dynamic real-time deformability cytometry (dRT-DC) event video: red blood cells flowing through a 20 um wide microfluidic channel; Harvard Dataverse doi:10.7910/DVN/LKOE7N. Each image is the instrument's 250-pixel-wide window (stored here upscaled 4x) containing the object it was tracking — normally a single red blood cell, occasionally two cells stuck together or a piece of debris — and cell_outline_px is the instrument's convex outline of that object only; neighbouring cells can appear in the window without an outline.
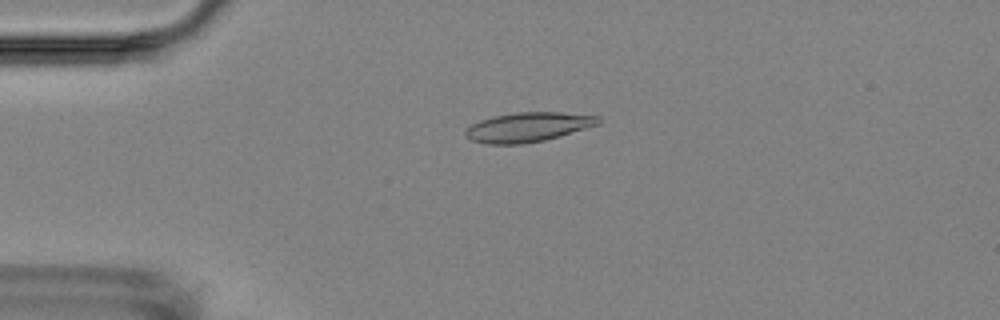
{"species": "Egyptian fruit bat (a non-hibernating species)", "species_latin": "Rousettus aegyptiacus", "temperature_condition": "room temperature", "stored_images_in_passage": 3, "camera_frame_rate_fps": 3000, "um_per_image_px": 0.085, "animal": {"sex": "female"}, "frame": {"image": 1, "passage_image": 3, "time_ms": 2.333, "image_size_px": [1000, 320], "cell_outline_px": [[600, 124], [560, 136], [544, 140], [524, 144], [488, 144], [472, 140], [464, 136], [464, 132], [472, 124], [480, 120], [492, 116], [516, 112], [560, 112], [600, 116]], "centroid_in_image_um": [44.88, 10.8], "position_along_channel_um": 40.1, "area_um2": 22.89}}